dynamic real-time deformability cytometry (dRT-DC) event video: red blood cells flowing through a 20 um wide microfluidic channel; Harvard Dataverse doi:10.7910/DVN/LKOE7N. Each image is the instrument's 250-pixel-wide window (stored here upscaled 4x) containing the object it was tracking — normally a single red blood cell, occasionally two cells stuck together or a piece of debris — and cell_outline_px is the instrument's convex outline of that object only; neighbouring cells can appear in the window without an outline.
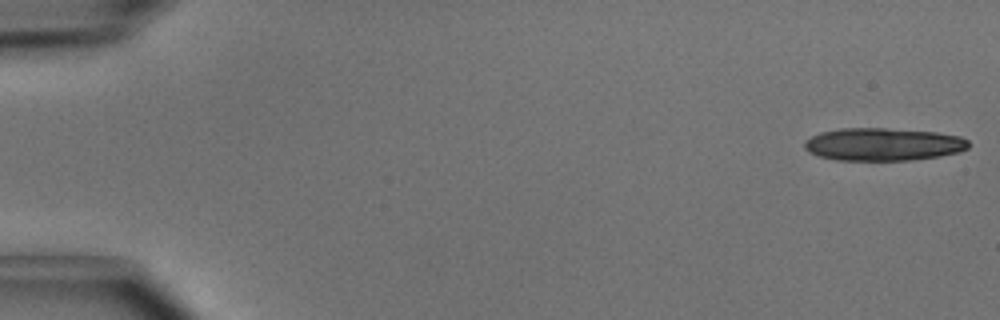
{"species": "common noctule bat (a hibernating species)", "species_latin": "Nyctalus noctula", "temperature_condition": "cold", "stored_images_in_passage": 20, "camera_frame_rate_fps": 3000, "um_per_image_px": 0.085, "animal": {"sex": "male", "body_mass_g": 15.6}, "frame": {"image": 1, "passage_image": 1, "time_ms": 0.0, "image_size_px": [1000, 320], "cell_outline_px": [[968, 148], [960, 152], [940, 156], [912, 160], [836, 160], [820, 156], [808, 152], [804, 148], [804, 140], [820, 132], [840, 128], [888, 128], [936, 132], [960, 136], [968, 140]], "centroid_in_image_um": [75.06, 12.26], "position_along_channel_um": 9.9, "area_um2": 31.5}}
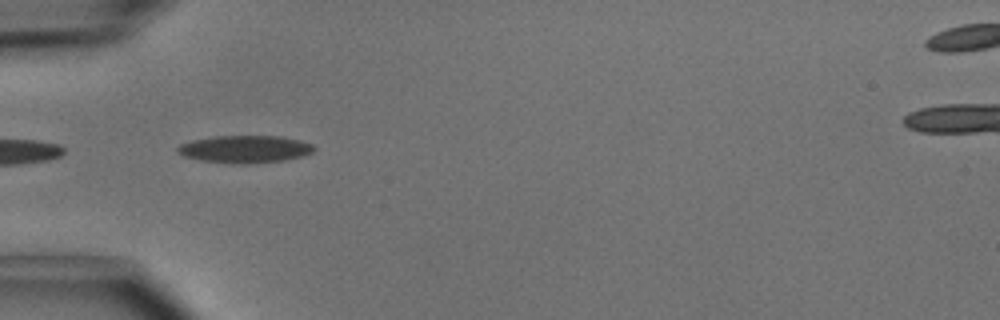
{"frame": {"image": 2, "passage_image": 16, "time_ms": 5.0, "image_size_px": [1000, 320], "cell_outline_px": [[316, 148], [312, 152], [304, 156], [284, 160], [248, 164], [232, 164], [200, 160], [184, 156], [176, 152], [176, 148], [180, 144], [192, 140], [212, 136], [280, 136], [300, 140], [312, 144]], "centroid_in_image_um": [20.81, 12.68], "position_along_channel_um": 64.2, "area_um2": 22.02}}